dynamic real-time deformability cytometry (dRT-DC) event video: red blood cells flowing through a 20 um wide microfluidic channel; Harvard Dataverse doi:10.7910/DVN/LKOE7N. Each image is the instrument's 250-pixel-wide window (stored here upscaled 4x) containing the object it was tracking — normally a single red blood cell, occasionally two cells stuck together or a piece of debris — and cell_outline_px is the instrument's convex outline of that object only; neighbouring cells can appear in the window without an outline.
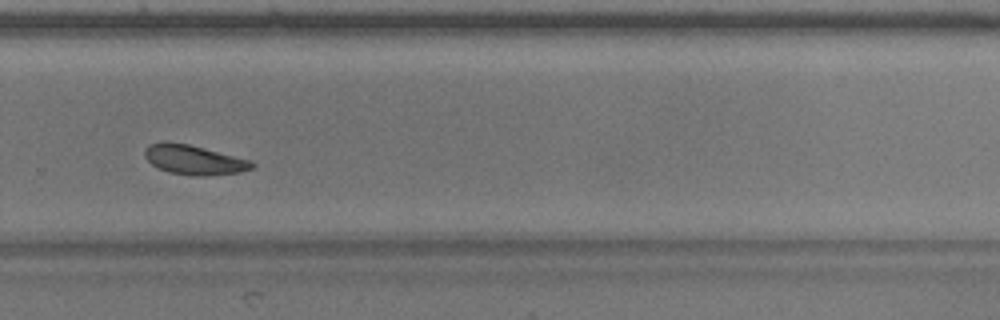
{"species": "common noctule bat (a hibernating species)", "species_latin": "Nyctalus noctula", "temperature_condition": "warm", "stored_images_in_passage": 37, "camera_frame_rate_fps": 3000, "um_per_image_px": 0.085, "animal": {"sex": "male", "body_mass_g": 17.9}, "frame": {"image": 1, "passage_image": 32, "time_ms": 10.333, "image_size_px": [1000, 320], "cell_outline_px": [[256, 164], [252, 168], [240, 172], [204, 176], [196, 176], [168, 172], [152, 164], [144, 156], [144, 152], [152, 144], [188, 144], [252, 160]], "centroid_in_image_um": [16.58, 13.62], "position_along_channel_um": 313.2, "area_um2": 17.86}, "authors_computed_cell_mechanics": {"area_um2": 18.785, "velocity_mm_per_s": 3.6344, "shape_relaxation_time_tau1_ms": null, "shape_relaxation_time_tau2_ms": 4.5375, "deformation_change_tau1": null, "deformation_change_tau2": 0.1002}}